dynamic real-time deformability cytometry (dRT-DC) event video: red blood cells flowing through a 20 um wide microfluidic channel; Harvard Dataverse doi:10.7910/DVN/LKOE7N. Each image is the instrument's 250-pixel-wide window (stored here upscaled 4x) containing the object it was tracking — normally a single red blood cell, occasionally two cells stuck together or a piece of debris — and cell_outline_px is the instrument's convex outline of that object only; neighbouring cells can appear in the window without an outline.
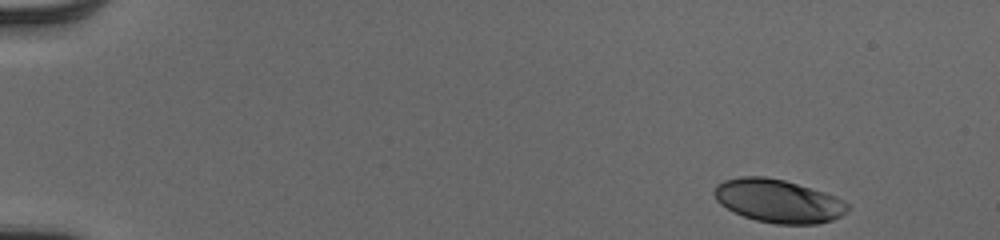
{"species": "human", "species_latin": "Homo sapiens", "temperature_condition": "cold", "stored_images_in_passage": 49, "camera_frame_rate_fps": 3000, "um_per_image_px": 0.085, "donor": {"sex": "male"}, "frame": {"image": 1, "passage_image": 1, "time_ms": 0.0, "image_size_px": [1000, 240], "cell_outline_px": [[848, 208], [840, 216], [832, 220], [816, 224], [776, 224], [756, 220], [744, 216], [720, 204], [716, 200], [712, 192], [716, 184], [724, 180], [740, 176], [764, 176], [784, 180], [824, 192], [836, 196], [844, 200], [848, 204]], "centroid_in_image_um": [66.12, 17.07], "position_along_channel_um": 18.9, "area_um2": 33.52}}
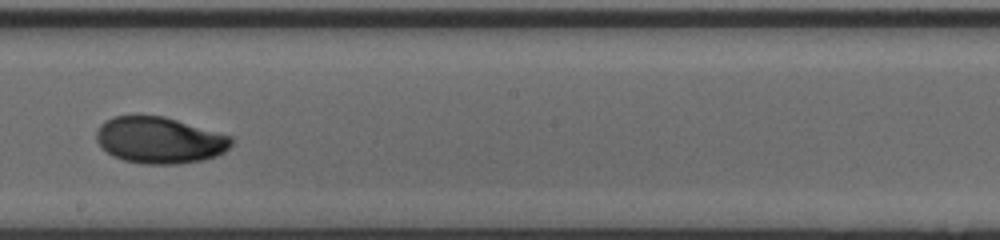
{"frame": {"image": 2, "passage_image": 28, "time_ms": 9.0, "image_size_px": [1000, 240], "cell_outline_px": [[232, 144], [224, 152], [216, 156], [204, 160], [180, 164], [144, 164], [124, 160], [112, 156], [96, 140], [96, 132], [100, 124], [104, 120], [112, 116], [164, 116], [232, 136]], "centroid_in_image_um": [13.56, 11.92], "position_along_channel_um": 234.6, "area_um2": 36.59}}
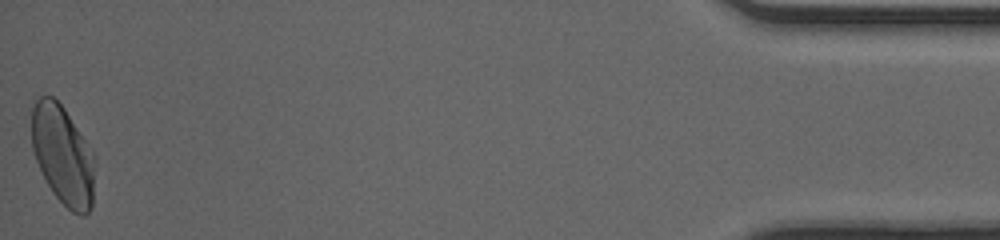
{"frame": {"image": 3, "passage_image": 49, "time_ms": 16.0, "image_size_px": [1000, 240], "cell_outline_px": [[96, 160], [92, 208], [84, 216], [80, 216], [72, 212], [52, 192], [36, 160], [32, 148], [32, 100], [40, 96], [52, 96], [64, 108], [96, 156]], "centroid_in_image_um": [5.37, 13.19], "position_along_channel_um": 429.8, "area_um2": 36.82}, "authors_computed_cell_mechanics": {"area_um2": 35.7782, "velocity_mm_per_s": 3.9806, "shape_relaxation_time_tau1_ms": 4.1995, "shape_relaxation_time_tau2_ms": 1.4914, "deformation_change_tau1": 0.1611, "deformation_change_tau2": 0.0417}}